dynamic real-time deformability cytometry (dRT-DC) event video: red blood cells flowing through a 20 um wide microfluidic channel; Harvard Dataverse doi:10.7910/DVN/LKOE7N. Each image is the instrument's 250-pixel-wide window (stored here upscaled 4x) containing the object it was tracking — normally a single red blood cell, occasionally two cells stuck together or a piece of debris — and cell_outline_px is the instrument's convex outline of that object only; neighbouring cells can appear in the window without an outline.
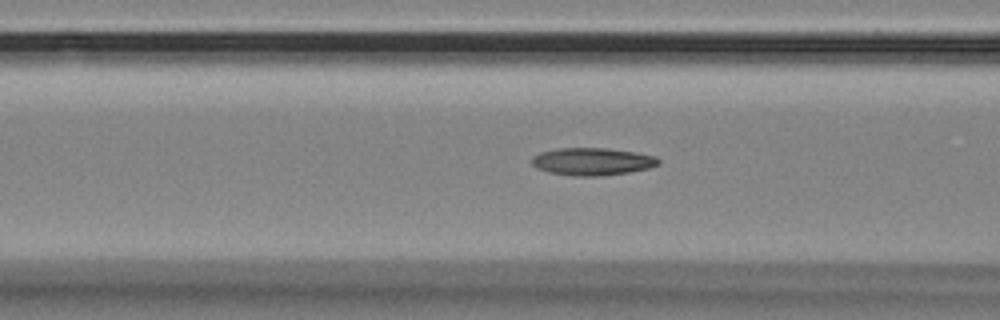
{"species": "Egyptian fruit bat (a non-hibernating species)", "species_latin": "Rousettus aegyptiacus", "temperature_condition": "room temperature", "stored_images_in_passage": 43, "camera_frame_rate_fps": 3000, "um_per_image_px": 0.085, "animal": {"sex": "female"}, "frame": {"image": 1, "passage_image": 8, "time_ms": 2.333, "image_size_px": [1000, 320], "cell_outline_px": [[660, 164], [648, 168], [628, 172], [600, 176], [572, 176], [548, 172], [536, 168], [532, 164], [532, 156], [540, 152], [560, 148], [604, 148], [632, 152], [652, 156], [660, 160]], "centroid_in_image_um": [50.29, 13.74], "position_along_channel_um": 116.3, "area_um2": 20.11}}
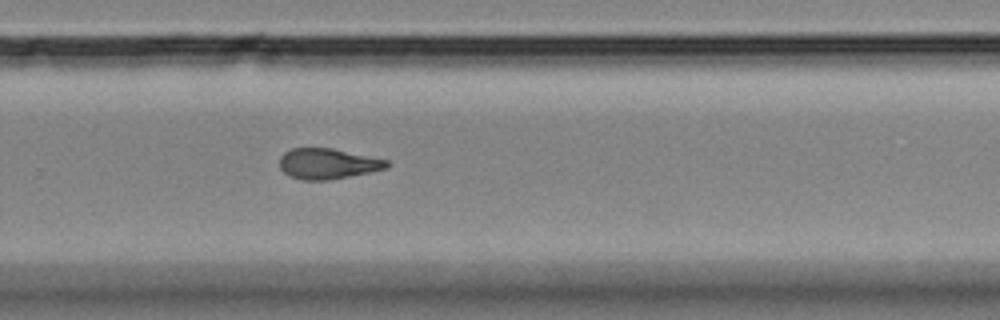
{"frame": {"image": 2, "passage_image": 24, "time_ms": 7.667, "image_size_px": [1000, 320], "cell_outline_px": [[388, 168], [332, 180], [300, 180], [288, 176], [280, 168], [280, 156], [284, 152], [292, 148], [332, 148], [388, 160]], "centroid_in_image_um": [27.83, 13.92], "position_along_channel_um": 302.0, "area_um2": 19.19}}
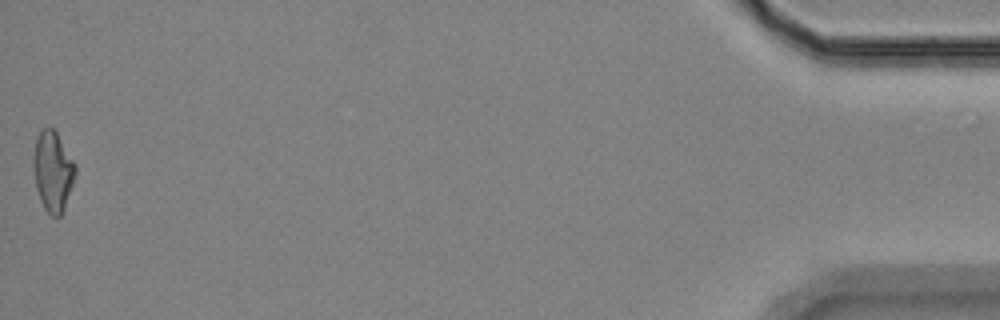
{"frame": {"image": 3, "passage_image": 43, "time_ms": 14.0, "image_size_px": [1000, 320], "cell_outline_px": [[76, 172], [64, 208], [60, 216], [52, 216], [44, 208], [40, 200], [36, 188], [32, 164], [32, 160], [36, 136], [48, 124], [56, 132], [76, 164]], "centroid_in_image_um": [4.47, 14.52], "position_along_channel_um": 430.7, "area_um2": 19.59}, "authors_computed_cell_mechanics": {"area_um2": 19.1896, "velocity_mm_per_s": 3.4841, "shape_relaxation_time_tau1_ms": null, "shape_relaxation_time_tau2_ms": 3.9445, "deformation_change_tau1": null, "deformation_change_tau2": 0.1224}}